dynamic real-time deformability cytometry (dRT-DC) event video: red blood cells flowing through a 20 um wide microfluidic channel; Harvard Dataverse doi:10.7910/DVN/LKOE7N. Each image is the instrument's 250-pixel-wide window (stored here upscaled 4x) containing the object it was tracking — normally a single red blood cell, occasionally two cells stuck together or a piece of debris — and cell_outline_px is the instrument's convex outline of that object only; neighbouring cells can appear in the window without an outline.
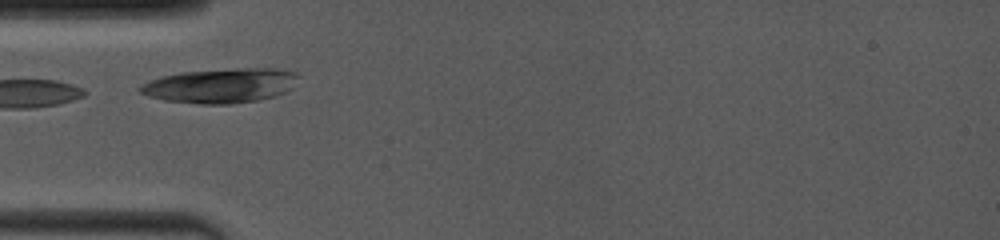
{"species": "common noctule bat (a hibernating species)", "species_latin": "Nyctalus noctula", "temperature_condition": "room temperature", "stored_images_in_passage": 19, "camera_frame_rate_fps": 4000, "um_per_image_px": 0.085, "animal": {"sex": "female", "body_mass_g": 19.0, "forearm_length_mm": 53.3}, "frame": {"image": 1, "passage_image": 2, "time_ms": 0.25, "image_size_px": [1000, 240], "cell_outline_px": [[300, 76], [292, 88], [276, 96], [260, 100], [232, 104], [200, 104], [164, 100], [148, 96], [140, 92], [136, 88], [140, 84], [164, 76], [180, 72], [236, 68], [272, 68], [296, 72]], "centroid_in_image_um": [18.77, 7.28], "position_along_channel_um": 66.2, "area_um2": 32.08}}
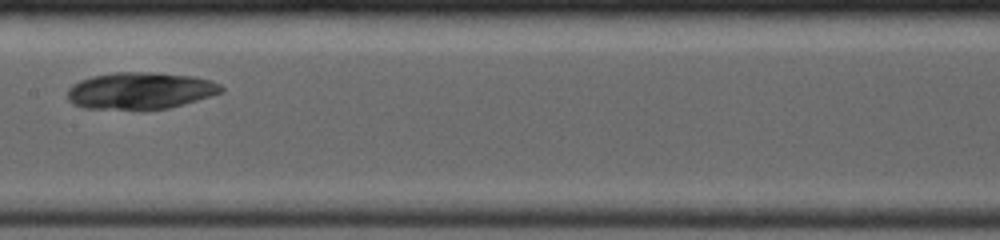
{"frame": {"image": 2, "passage_image": 9, "time_ms": 3.5, "image_size_px": [1000, 240], "cell_outline_px": [[224, 92], [184, 104], [168, 108], [84, 108], [72, 104], [68, 100], [68, 88], [80, 80], [92, 76], [116, 72], [148, 72], [192, 76], [212, 80], [220, 84], [224, 88]], "centroid_in_image_um": [11.94, 7.69], "position_along_channel_um": 195.5, "area_um2": 32.71}}
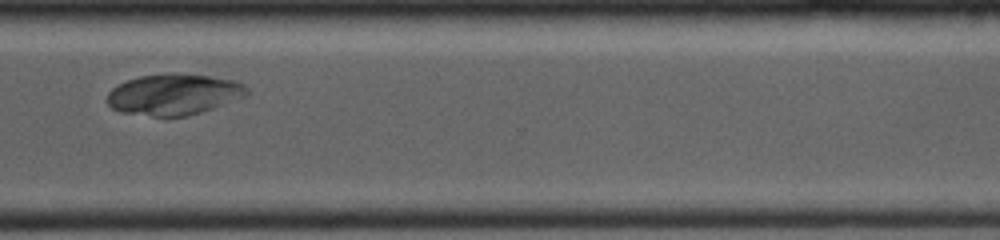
{"frame": {"image": 3, "passage_image": 17, "time_ms": 7.5, "image_size_px": [1000, 240], "cell_outline_px": [[248, 96], [188, 116], [152, 116], [120, 112], [112, 108], [108, 104], [108, 92], [112, 88], [128, 80], [140, 76], [168, 72], [208, 76], [232, 80], [244, 84], [248, 88]], "centroid_in_image_um": [14.78, 8.02], "position_along_channel_um": 355.8, "area_um2": 33.35}}